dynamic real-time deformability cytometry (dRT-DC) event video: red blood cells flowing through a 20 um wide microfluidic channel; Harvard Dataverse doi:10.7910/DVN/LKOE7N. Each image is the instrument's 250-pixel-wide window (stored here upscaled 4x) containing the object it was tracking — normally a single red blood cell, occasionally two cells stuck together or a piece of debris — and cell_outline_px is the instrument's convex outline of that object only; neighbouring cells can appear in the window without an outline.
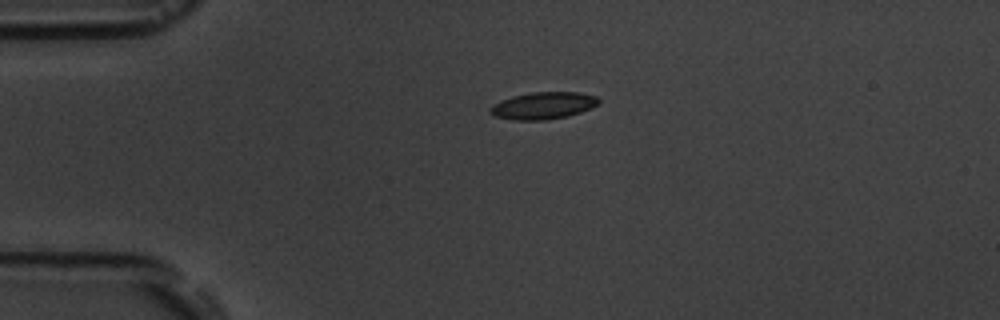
{"species": "common noctule bat (a hibernating species)", "species_latin": "Nyctalus noctula", "temperature_condition": "room temperature", "stored_images_in_passage": 2, "camera_frame_rate_fps": 3000, "um_per_image_px": 0.085, "animal": {"sex": "male", "body_mass_g": 19.5, "forearm_length_mm": 54.6}, "frame": {"image": 1, "passage_image": 1, "time_ms": 0.0, "image_size_px": [1000, 320], "cell_outline_px": [[600, 100], [592, 108], [568, 116], [544, 120], [512, 120], [496, 116], [488, 112], [488, 108], [492, 104], [500, 100], [512, 96], [532, 92], [580, 92], [596, 96]], "centroid_in_image_um": [46.13, 8.97], "position_along_channel_um": 38.9, "area_um2": 17.22}}